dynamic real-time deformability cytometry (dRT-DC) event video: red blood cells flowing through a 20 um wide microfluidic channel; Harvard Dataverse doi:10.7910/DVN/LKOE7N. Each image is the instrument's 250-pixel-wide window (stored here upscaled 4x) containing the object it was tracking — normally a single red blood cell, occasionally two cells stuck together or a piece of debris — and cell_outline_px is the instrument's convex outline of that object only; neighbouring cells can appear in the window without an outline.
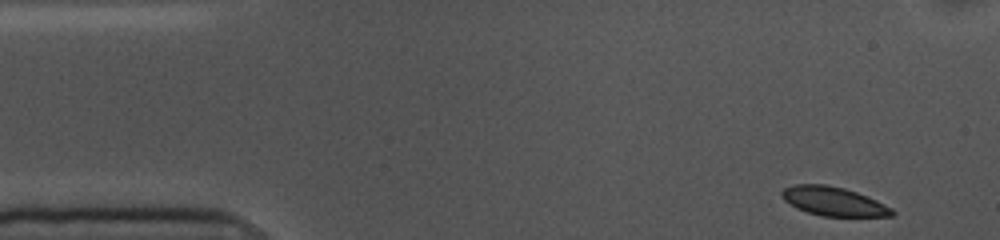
{"species": "common noctule bat (a hibernating species)", "species_latin": "Nyctalus noctula", "temperature_condition": "cold", "stored_images_in_passage": 52, "camera_frame_rate_fps": 3000, "um_per_image_px": 0.085, "animal": {"sex": "female", "body_mass_g": 10.0, "forearm_length_mm": 53.1}, "frame": {"image": 1, "passage_image": 1, "time_ms": 0.0, "image_size_px": [1000, 240], "cell_outline_px": [[896, 212], [892, 216], [820, 216], [796, 208], [784, 200], [780, 192], [784, 188], [796, 184], [824, 184], [844, 188], [868, 196], [892, 208]], "centroid_in_image_um": [70.85, 17.11], "position_along_channel_um": 14.2, "area_um2": 18.55}}
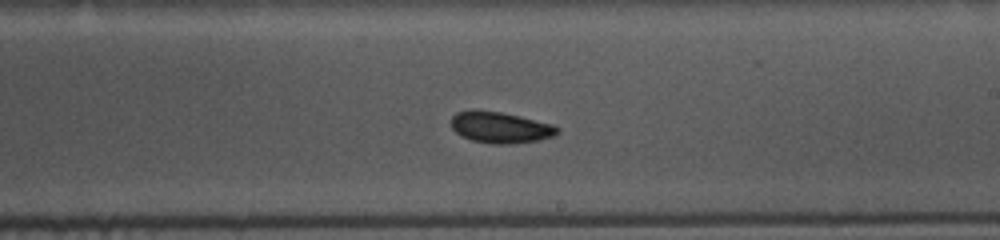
{"frame": {"image": 2, "passage_image": 28, "time_ms": 9.0, "image_size_px": [1000, 240], "cell_outline_px": [[560, 132], [552, 136], [540, 140], [512, 144], [492, 144], [472, 140], [460, 136], [452, 128], [452, 116], [456, 112], [500, 112], [520, 116], [552, 124], [560, 128]], "centroid_in_image_um": [42.58, 10.87], "position_along_channel_um": 246.4, "area_um2": 18.96}}
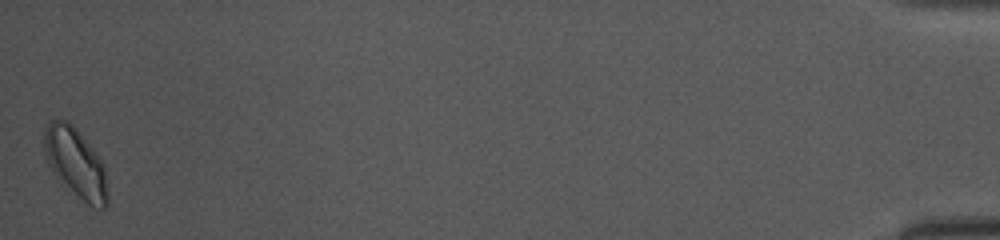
{"frame": {"image": 3, "passage_image": 52, "time_ms": 17.0, "image_size_px": [1000, 240], "cell_outline_px": [[108, 204], [104, 208], [100, 208], [88, 204], [60, 184], [52, 172], [48, 164], [44, 152], [44, 132], [48, 124], [52, 120], [68, 120], [72, 124], [92, 148], [100, 160], [104, 168], [108, 196]], "centroid_in_image_um": [6.4, 13.88], "position_along_channel_um": 428.8, "area_um2": 25.61}, "authors_computed_cell_mechanics": {"area_um2": 19.5075, "velocity_mm_per_s": 3.5388, "shape_relaxation_time_tau1_ms": 2.3391, "shape_relaxation_time_tau2_ms": 1.7981, "deformation_change_tau1": 0.0606, "deformation_change_tau2": 0.0562}}